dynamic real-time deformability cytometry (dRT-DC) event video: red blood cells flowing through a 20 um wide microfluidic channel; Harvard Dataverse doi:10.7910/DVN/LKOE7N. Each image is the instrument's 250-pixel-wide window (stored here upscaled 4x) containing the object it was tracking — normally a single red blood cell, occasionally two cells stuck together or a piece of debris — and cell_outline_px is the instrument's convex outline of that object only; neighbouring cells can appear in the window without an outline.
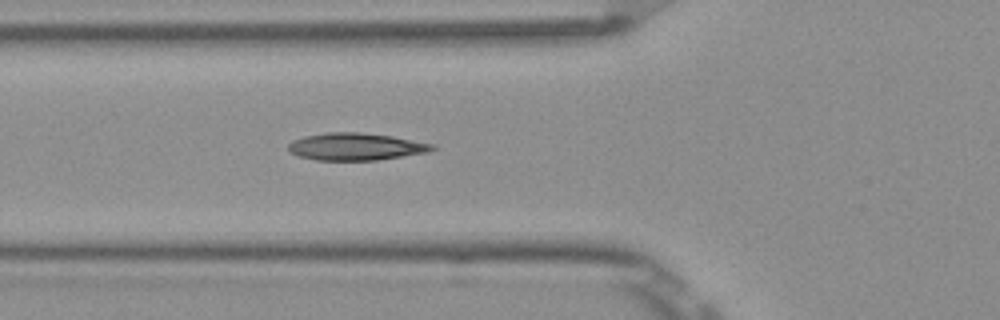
{"species": "Egyptian fruit bat (a non-hibernating species)", "species_latin": "Rousettus aegyptiacus", "temperature_condition": "room temperature", "stored_images_in_passage": 6, "camera_frame_rate_fps": 3000, "um_per_image_px": 0.085, "frame": {"image": 1, "passage_image": 6, "time_ms": 1.667, "image_size_px": [1000, 320], "cell_outline_px": [[436, 148], [428, 152], [376, 160], [316, 160], [300, 156], [292, 152], [288, 148], [288, 144], [292, 140], [304, 136], [328, 132], [360, 132], [392, 136], [436, 144]], "centroid_in_image_um": [30.27, 12.45], "position_along_channel_um": 95.5, "area_um2": 22.83}}